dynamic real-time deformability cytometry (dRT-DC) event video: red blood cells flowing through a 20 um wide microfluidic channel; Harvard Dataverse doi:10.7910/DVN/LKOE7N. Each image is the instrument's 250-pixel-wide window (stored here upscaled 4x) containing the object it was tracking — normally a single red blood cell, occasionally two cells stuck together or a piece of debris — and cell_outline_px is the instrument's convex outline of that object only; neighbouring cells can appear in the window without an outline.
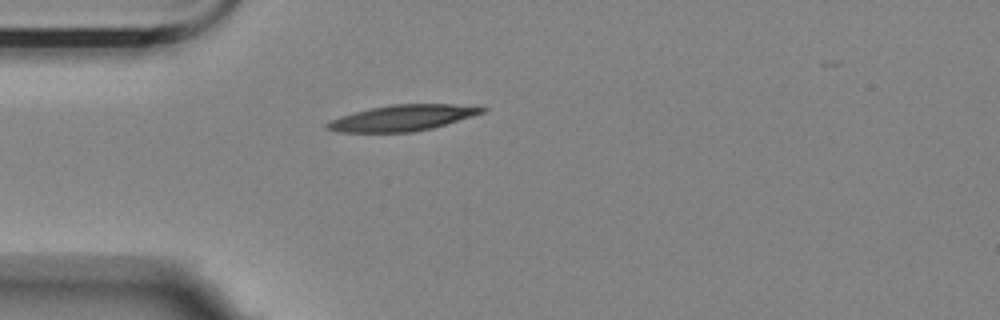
{"species": "Egyptian fruit bat (a non-hibernating species)", "species_latin": "Rousettus aegyptiacus", "temperature_condition": "room temperature", "stored_images_in_passage": 4, "camera_frame_rate_fps": 3000, "um_per_image_px": 0.085, "animal": {"sex": "female"}, "frame": {"image": 1, "passage_image": 4, "time_ms": 3.333, "image_size_px": [1000, 320], "cell_outline_px": [[488, 108], [484, 112], [472, 116], [432, 128], [412, 132], [336, 132], [324, 128], [324, 124], [340, 116], [372, 108], [392, 104], [452, 104]], "centroid_in_image_um": [34.17, 10.03], "position_along_channel_um": 50.8, "area_um2": 23.12}}